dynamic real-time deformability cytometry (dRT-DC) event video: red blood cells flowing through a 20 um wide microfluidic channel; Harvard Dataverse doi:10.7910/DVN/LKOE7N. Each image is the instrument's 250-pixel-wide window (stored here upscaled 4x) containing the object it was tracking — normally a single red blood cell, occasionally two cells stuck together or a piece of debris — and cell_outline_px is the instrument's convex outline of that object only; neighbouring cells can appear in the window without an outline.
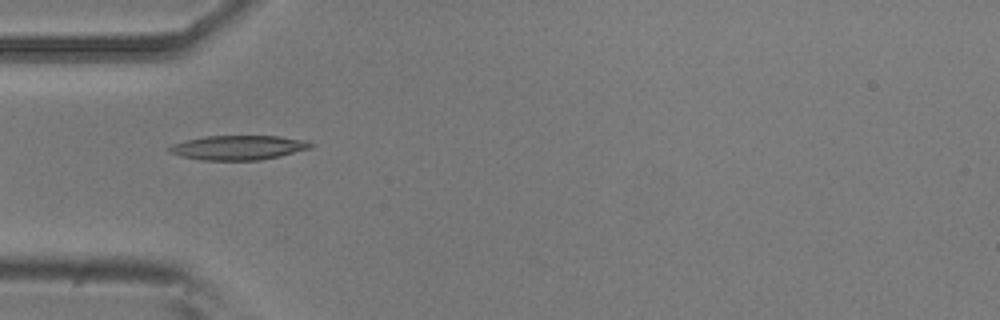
{"species": "common noctule bat (a hibernating species)", "species_latin": "Nyctalus noctula", "temperature_condition": "room temperature", "stored_images_in_passage": 7, "camera_frame_rate_fps": 3000, "um_per_image_px": 0.085, "animal": {"sex": "male", "body_mass_g": 20.5, "forearm_length_mm": 52.5}, "frame": {"image": 1, "passage_image": 4, "time_ms": 1.0, "image_size_px": [1000, 320], "cell_outline_px": [[316, 144], [312, 148], [280, 156], [260, 160], [200, 160], [180, 156], [168, 152], [168, 148], [172, 144], [184, 140], [204, 136], [280, 136], [308, 140]], "centroid_in_image_um": [20.28, 12.54], "position_along_channel_um": 64.7, "area_um2": 20.46}}
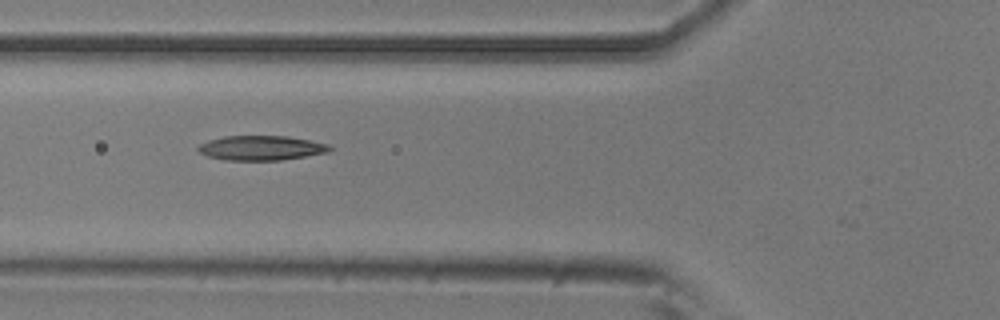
{"frame": {"image": 2, "passage_image": 5, "time_ms": 1.333, "image_size_px": [1000, 320], "cell_outline_px": [[332, 148], [328, 152], [280, 160], [224, 160], [208, 156], [200, 152], [196, 148], [200, 144], [208, 140], [224, 136], [288, 136], [328, 144]], "centroid_in_image_um": [22.17, 12.57], "position_along_channel_um": 103.6, "area_um2": 18.73}}
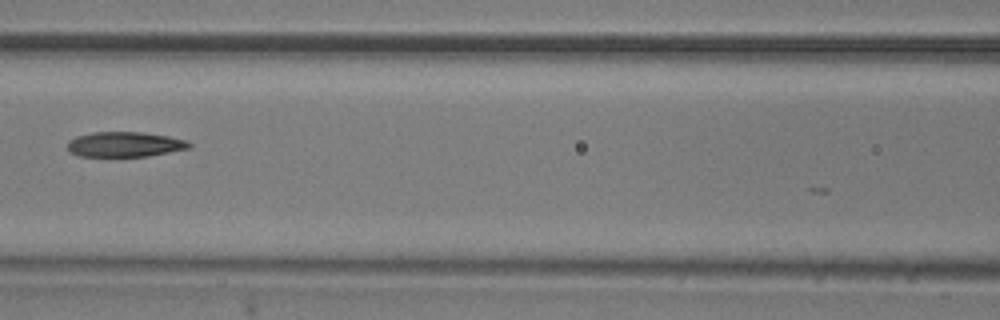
{"frame": {"image": 3, "passage_image": 6, "time_ms": 1.667, "image_size_px": [1000, 320], "cell_outline_px": [[192, 148], [148, 156], [80, 156], [68, 152], [68, 140], [76, 136], [92, 132], [140, 132], [168, 136], [188, 140], [192, 144]], "centroid_in_image_um": [10.62, 12.27], "position_along_channel_um": 156.0, "area_um2": 17.92}}